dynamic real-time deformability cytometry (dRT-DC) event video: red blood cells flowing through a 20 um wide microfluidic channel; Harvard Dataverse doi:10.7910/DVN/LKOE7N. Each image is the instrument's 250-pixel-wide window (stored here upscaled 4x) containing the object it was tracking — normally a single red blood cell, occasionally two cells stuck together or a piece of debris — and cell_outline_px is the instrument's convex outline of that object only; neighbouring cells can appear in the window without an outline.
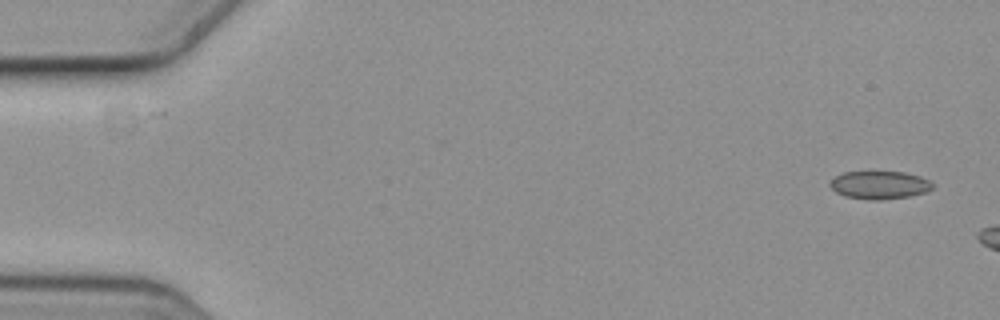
{"species": "common noctule bat (a hibernating species)", "species_latin": "Nyctalus noctula", "temperature_condition": "cold", "stored_images_in_passage": 3, "camera_frame_rate_fps": 3000, "um_per_image_px": 0.085, "animal": {"sex": "female", "body_mass_g": 19.3, "forearm_length_mm": 54.1}, "frame": {"image": 1, "passage_image": 1, "time_ms": 0.0, "image_size_px": [1000, 320], "cell_outline_px": [[932, 188], [924, 192], [908, 196], [880, 200], [868, 200], [844, 196], [836, 192], [828, 184], [836, 176], [844, 172], [868, 168], [904, 172], [920, 176], [928, 180], [932, 184]], "centroid_in_image_um": [74.7, 15.67], "position_along_channel_um": 10.3, "area_um2": 17.4}}